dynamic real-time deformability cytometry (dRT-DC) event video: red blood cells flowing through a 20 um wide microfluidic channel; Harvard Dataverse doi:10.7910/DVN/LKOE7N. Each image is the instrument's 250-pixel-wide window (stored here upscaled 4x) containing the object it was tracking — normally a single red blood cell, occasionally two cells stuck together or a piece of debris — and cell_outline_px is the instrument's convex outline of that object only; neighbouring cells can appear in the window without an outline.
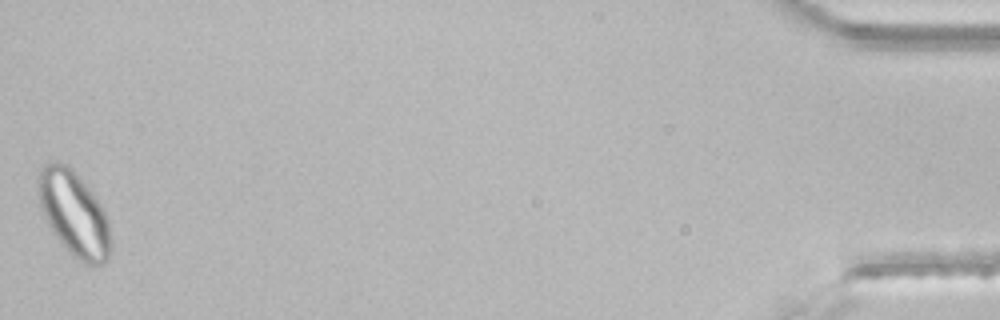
{"species": "common noctule bat (a hibernating species)", "species_latin": "Nyctalus noctula", "temperature_condition": "room temperature", "stored_images_in_passage": 38, "segment_of_instrument_passage": [2, 2], "camera_frame_rate_fps": 3000, "um_per_image_px": 0.085, "animal": {"sex": "male", "body_mass_g": 21.5, "forearm_length_mm": 52.0}, "frame": {"image": 1, "passage_image": 38, "time_ms": 12.333, "image_size_px": [1000, 320], "cell_outline_px": [[112, 248], [108, 260], [104, 264], [84, 264], [72, 256], [52, 232], [40, 208], [36, 184], [36, 180], [40, 168], [44, 164], [68, 164], [72, 168], [92, 192], [104, 208], [108, 220], [112, 240]], "centroid_in_image_um": [6.3, 18.19], "position_along_channel_um": 428.9, "area_um2": 36.36}}